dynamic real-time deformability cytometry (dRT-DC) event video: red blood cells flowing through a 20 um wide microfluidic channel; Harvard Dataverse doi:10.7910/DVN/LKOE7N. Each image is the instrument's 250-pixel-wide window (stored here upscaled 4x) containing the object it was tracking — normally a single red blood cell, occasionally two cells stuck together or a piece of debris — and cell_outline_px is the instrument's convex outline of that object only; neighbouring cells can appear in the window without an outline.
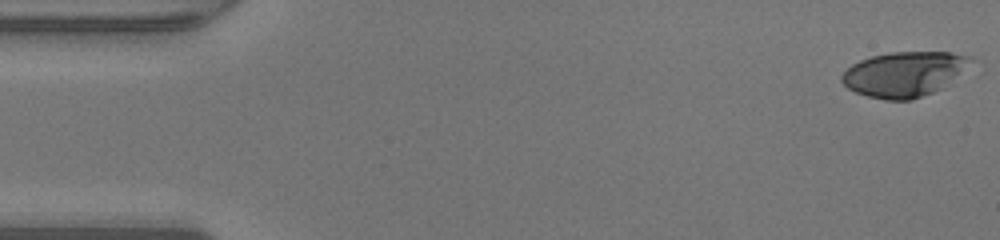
{"species": "human", "species_latin": "Homo sapiens", "temperature_condition": "warm", "stored_images_in_passage": 48, "camera_frame_rate_fps": 3000, "um_per_image_px": 0.085, "donor": {"sex": "male"}, "frame": {"image": 1, "passage_image": 1, "time_ms": 0.0, "image_size_px": [1000, 240], "cell_outline_px": [[968, 56], [944, 88], [912, 100], [884, 100], [868, 96], [856, 92], [848, 88], [840, 80], [840, 76], [852, 64], [860, 60], [872, 56], [892, 52], [948, 52]], "centroid_in_image_um": [76.69, 6.32], "position_along_channel_um": 8.3, "area_um2": 32.66}}
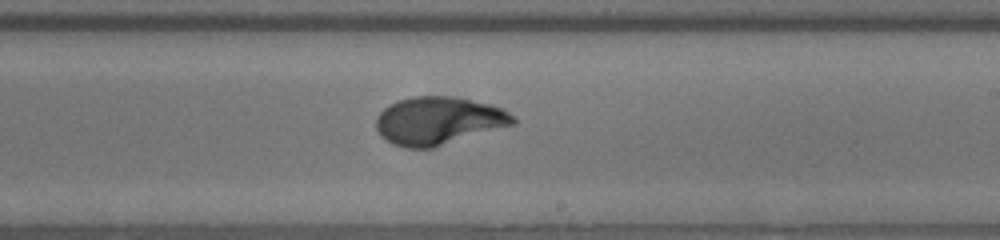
{"frame": {"image": 2, "passage_image": 28, "time_ms": 9.0, "image_size_px": [1000, 240], "cell_outline_px": [[516, 124], [432, 148], [408, 148], [392, 144], [380, 136], [376, 128], [376, 116], [388, 104], [396, 100], [412, 96], [452, 96], [488, 104], [500, 108], [508, 112], [516, 120]], "centroid_in_image_um": [37.22, 10.26], "position_along_channel_um": 251.8, "area_um2": 38.26}}
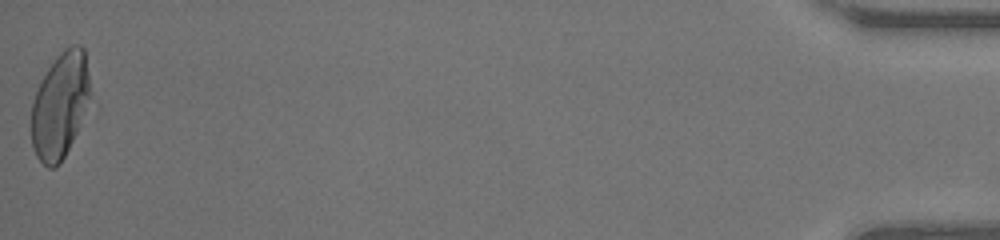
{"frame": {"image": 3, "passage_image": 48, "time_ms": 15.667, "image_size_px": [1000, 240], "cell_outline_px": [[88, 96], [76, 132], [60, 164], [56, 168], [48, 168], [36, 156], [32, 144], [32, 104], [40, 80], [56, 56], [64, 48], [72, 44], [80, 44], [84, 48], [88, 76]], "centroid_in_image_um": [5.06, 8.93], "position_along_channel_um": 430.1, "area_um2": 35.37}, "authors_computed_cell_mechanics": {"area_um2": 35.9805, "velocity_mm_per_s": 4.2992, "shape_relaxation_time_tau1_ms": 4.0616, "shape_relaxation_time_tau2_ms": null, "deformation_change_tau1": 0.235, "deformation_change_tau2": null}}